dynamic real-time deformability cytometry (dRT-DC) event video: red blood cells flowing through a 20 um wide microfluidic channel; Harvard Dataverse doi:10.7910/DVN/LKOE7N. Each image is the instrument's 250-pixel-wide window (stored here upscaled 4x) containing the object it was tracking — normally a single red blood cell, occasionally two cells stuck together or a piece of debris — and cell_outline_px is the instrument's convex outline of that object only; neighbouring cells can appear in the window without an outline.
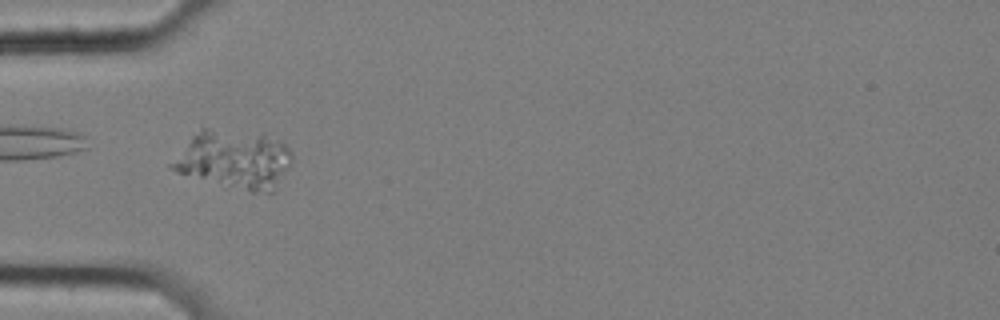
{"species": "common noctule bat (a hibernating species)", "species_latin": "Nyctalus noctula", "temperature_condition": "cold", "stored_images_in_passage": 26, "camera_frame_rate_fps": 3000, "um_per_image_px": 0.085, "animal": {"sex": "female", "body_mass_g": 25.1}, "frame": {"image": 1, "passage_image": 1, "time_ms": 0.0, "image_size_px": [1000, 320], "cell_outline_px": [[292, 160], [288, 168], [272, 192], [252, 192], [176, 172], [168, 168], [168, 164], [200, 124], [264, 136], [280, 140], [292, 152]], "centroid_in_image_um": [19.83, 13.5], "position_along_channel_um": 65.2, "area_um2": 41.04}}
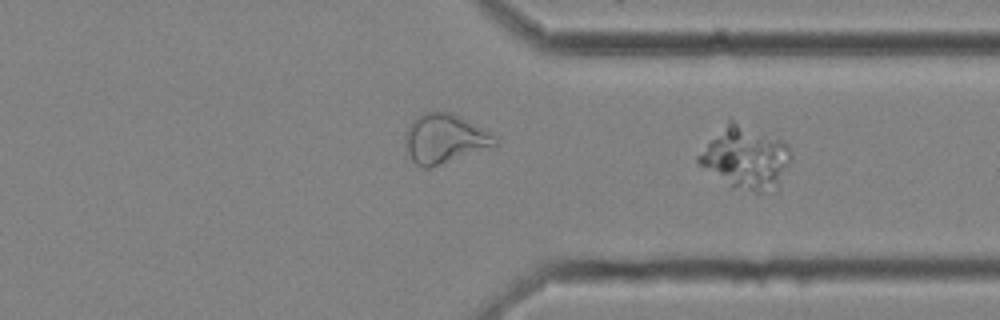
{"frame": {"image": 2, "passage_image": 26, "time_ms": 8.333, "image_size_px": [1000, 320], "cell_outline_px": [[792, 156], [776, 192], [752, 192], [728, 188], [700, 164], [696, 160], [696, 156], [728, 116], [732, 116], [784, 140], [788, 144], [792, 152]], "centroid_in_image_um": [63.38, 13.35], "position_along_channel_um": 348.0, "area_um2": 35.37}}